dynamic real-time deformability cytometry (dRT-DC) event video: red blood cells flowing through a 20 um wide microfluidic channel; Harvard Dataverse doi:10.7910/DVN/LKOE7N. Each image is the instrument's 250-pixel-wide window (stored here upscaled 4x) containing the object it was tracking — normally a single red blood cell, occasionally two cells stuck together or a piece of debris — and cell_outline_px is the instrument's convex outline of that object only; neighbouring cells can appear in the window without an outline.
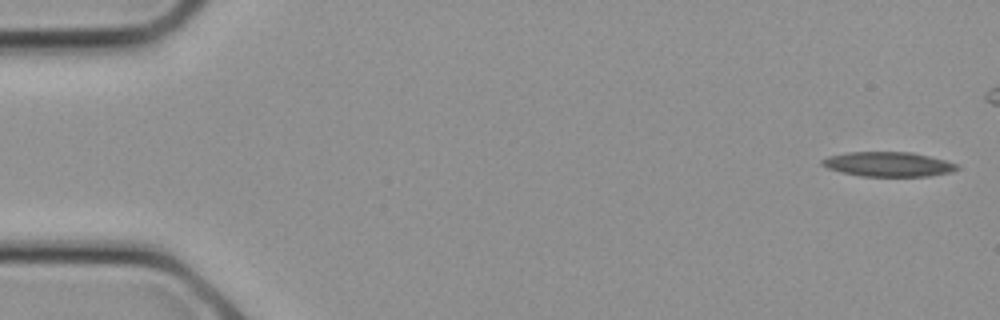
{"species": "common noctule bat (a hibernating species)", "species_latin": "Nyctalus noctula", "temperature_condition": "cold", "stored_images_in_passage": 9, "camera_frame_rate_fps": 3000, "um_per_image_px": 0.085, "animal": {"sex": "female", "body_mass_g": 21.9}, "frame": {"image": 1, "passage_image": 1, "time_ms": 0.0, "image_size_px": [1000, 320], "cell_outline_px": [[960, 168], [952, 172], [928, 176], [860, 176], [840, 172], [828, 168], [820, 164], [820, 160], [828, 156], [848, 152], [912, 152], [960, 164]], "centroid_in_image_um": [75.5, 13.96], "position_along_channel_um": 9.5, "area_um2": 19.48}}